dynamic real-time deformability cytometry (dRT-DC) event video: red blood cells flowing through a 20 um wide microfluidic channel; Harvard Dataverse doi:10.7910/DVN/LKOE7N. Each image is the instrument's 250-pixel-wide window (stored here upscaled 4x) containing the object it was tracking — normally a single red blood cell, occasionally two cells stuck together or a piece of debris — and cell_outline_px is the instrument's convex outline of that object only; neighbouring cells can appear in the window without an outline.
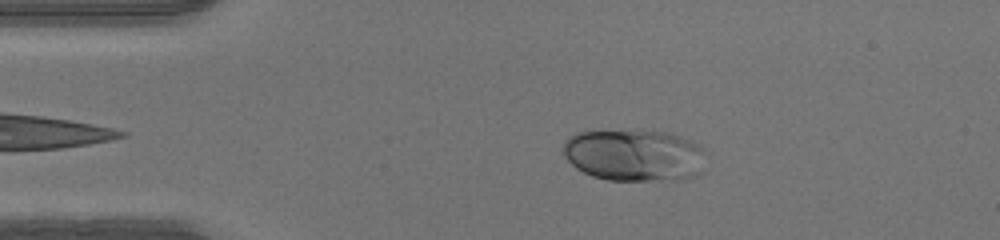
{"species": "human", "species_latin": "Homo sapiens", "temperature_condition": "warm", "stored_images_in_passage": 46, "camera_frame_rate_fps": 3000, "um_per_image_px": 0.085, "donor": {"sex": "male"}, "frame": {"image": 1, "passage_image": 8, "time_ms": 2.333, "image_size_px": [1000, 240], "cell_outline_px": [[700, 172], [696, 176], [680, 180], [608, 180], [592, 176], [576, 168], [564, 156], [564, 140], [568, 136], [576, 132], [636, 128], [668, 132], [692, 140], [700, 144]], "centroid_in_image_um": [53.85, 13.15], "position_along_channel_um": 31.2, "area_um2": 43.81}}
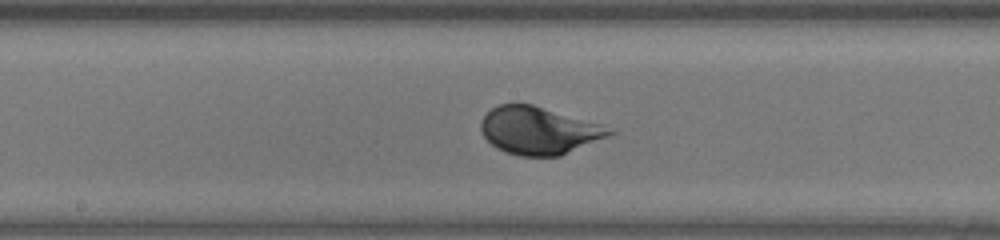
{"frame": {"image": 2, "passage_image": 23, "time_ms": 7.333, "image_size_px": [1000, 240], "cell_outline_px": [[616, 132], [608, 136], [560, 156], [520, 156], [504, 152], [496, 148], [484, 136], [480, 128], [480, 120], [492, 108], [500, 104], [532, 104], [616, 128]], "centroid_in_image_um": [45.81, 11.1], "position_along_channel_um": 202.4, "area_um2": 35.6}}
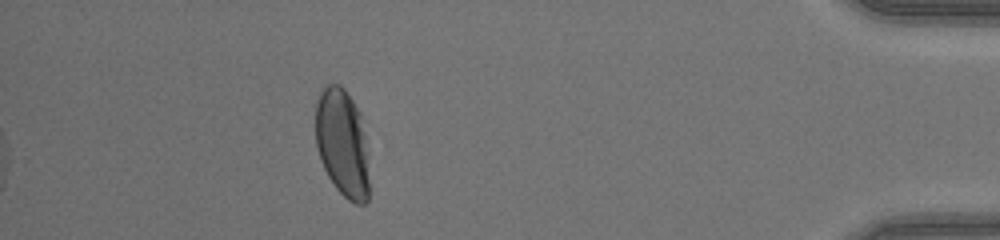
{"frame": {"image": 3, "passage_image": 41, "time_ms": 13.333, "image_size_px": [1000, 240], "cell_outline_px": [[368, 200], [364, 204], [356, 204], [348, 200], [336, 188], [328, 176], [320, 160], [316, 144], [316, 100], [320, 92], [328, 84], [340, 84], [344, 88], [360, 112], [368, 152]], "centroid_in_image_um": [29.11, 12.16], "position_along_channel_um": 406.1, "area_um2": 33.93}}